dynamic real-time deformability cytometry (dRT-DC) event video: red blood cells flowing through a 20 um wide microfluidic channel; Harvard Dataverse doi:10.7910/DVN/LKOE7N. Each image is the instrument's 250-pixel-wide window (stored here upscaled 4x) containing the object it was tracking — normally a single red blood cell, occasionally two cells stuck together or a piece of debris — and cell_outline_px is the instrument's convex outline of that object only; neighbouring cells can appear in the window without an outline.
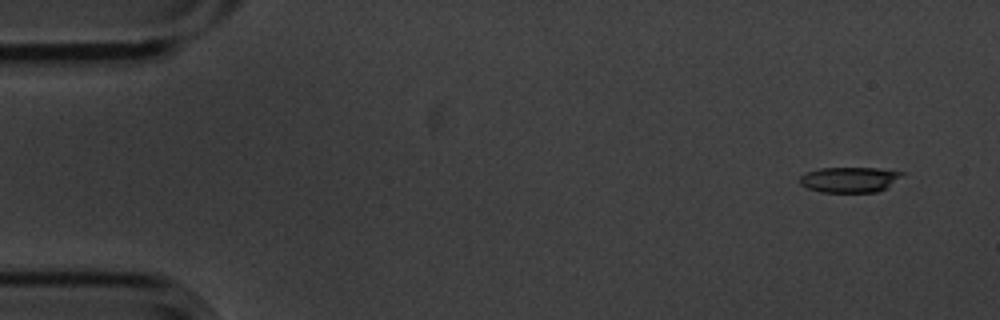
{"species": "common noctule bat (a hibernating species)", "species_latin": "Nyctalus noctula", "temperature_condition": "cold", "stored_images_in_passage": 8, "camera_frame_rate_fps": 3000, "um_per_image_px": 0.085, "animal": {"sex": "male", "body_mass_g": 20.1, "forearm_length_mm": 53.5}, "frame": {"image": 1, "passage_image": 1, "time_ms": 0.0, "image_size_px": [1000, 320], "cell_outline_px": [[908, 172], [884, 188], [876, 192], [820, 192], [808, 188], [800, 184], [800, 176], [808, 172], [820, 168], [876, 168]], "centroid_in_image_um": [72.21, 15.26], "position_along_channel_um": 12.8, "area_um2": 15.03}}
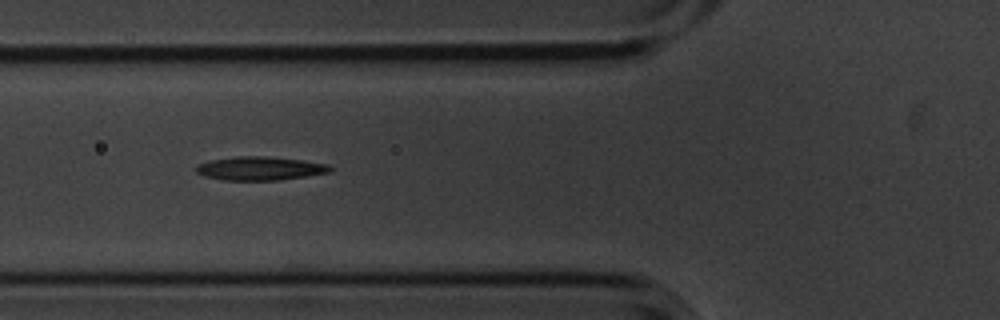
{"frame": {"image": 2, "passage_image": 6, "time_ms": 1.667, "image_size_px": [1000, 320], "cell_outline_px": [[332, 168], [328, 172], [304, 176], [276, 180], [224, 180], [204, 176], [196, 172], [196, 164], [212, 160], [236, 156], [268, 156], [304, 160], [328, 164]], "centroid_in_image_um": [22.06, 14.3], "position_along_channel_um": 103.7, "area_um2": 18.32}}
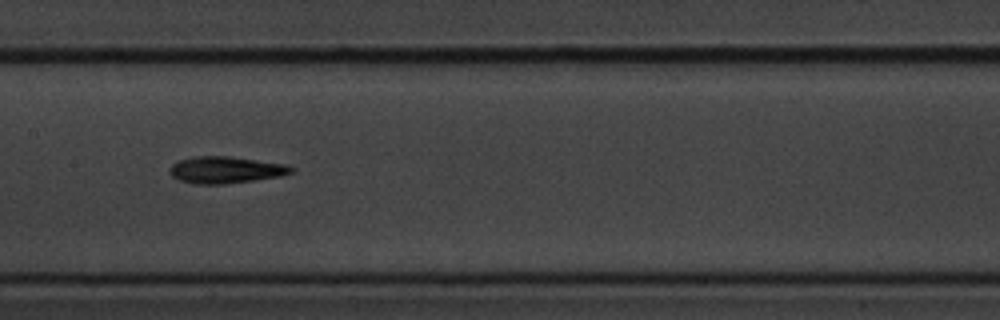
{"frame": {"image": 3, "passage_image": 8, "time_ms": 2.333, "image_size_px": [1000, 320], "cell_outline_px": [[292, 172], [280, 176], [224, 184], [196, 184], [180, 180], [172, 176], [168, 172], [172, 164], [176, 160], [196, 156], [228, 156], [284, 164], [292, 168]], "centroid_in_image_um": [19.1, 14.43], "position_along_channel_um": 188.3, "area_um2": 18.73}}